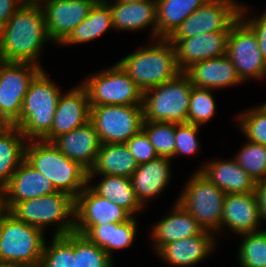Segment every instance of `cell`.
Instances as JSON below:
<instances>
[{"mask_svg": "<svg viewBox=\"0 0 266 267\" xmlns=\"http://www.w3.org/2000/svg\"><path fill=\"white\" fill-rule=\"evenodd\" d=\"M41 70L37 63L0 61V119L5 124L19 118L29 85Z\"/></svg>", "mask_w": 266, "mask_h": 267, "instance_id": "obj_12", "label": "cell"}, {"mask_svg": "<svg viewBox=\"0 0 266 267\" xmlns=\"http://www.w3.org/2000/svg\"><path fill=\"white\" fill-rule=\"evenodd\" d=\"M152 231V236L156 241L155 249L159 251L168 243L199 235L204 230L198 221L176 202L170 216L159 221Z\"/></svg>", "mask_w": 266, "mask_h": 267, "instance_id": "obj_26", "label": "cell"}, {"mask_svg": "<svg viewBox=\"0 0 266 267\" xmlns=\"http://www.w3.org/2000/svg\"><path fill=\"white\" fill-rule=\"evenodd\" d=\"M199 172L225 194L255 192L256 182L233 161H216L202 167Z\"/></svg>", "mask_w": 266, "mask_h": 267, "instance_id": "obj_23", "label": "cell"}, {"mask_svg": "<svg viewBox=\"0 0 266 267\" xmlns=\"http://www.w3.org/2000/svg\"><path fill=\"white\" fill-rule=\"evenodd\" d=\"M229 32H207L182 40H169L175 48L179 70L184 72L194 63L227 54Z\"/></svg>", "mask_w": 266, "mask_h": 267, "instance_id": "obj_15", "label": "cell"}, {"mask_svg": "<svg viewBox=\"0 0 266 267\" xmlns=\"http://www.w3.org/2000/svg\"><path fill=\"white\" fill-rule=\"evenodd\" d=\"M75 258L77 267H112V257L84 235L76 232Z\"/></svg>", "mask_w": 266, "mask_h": 267, "instance_id": "obj_37", "label": "cell"}, {"mask_svg": "<svg viewBox=\"0 0 266 267\" xmlns=\"http://www.w3.org/2000/svg\"><path fill=\"white\" fill-rule=\"evenodd\" d=\"M170 158L157 157L146 163L139 164L130 177L132 187L140 203L159 194L168 184L170 178Z\"/></svg>", "mask_w": 266, "mask_h": 267, "instance_id": "obj_27", "label": "cell"}, {"mask_svg": "<svg viewBox=\"0 0 266 267\" xmlns=\"http://www.w3.org/2000/svg\"><path fill=\"white\" fill-rule=\"evenodd\" d=\"M139 1H146V0H116V2H124V3H133Z\"/></svg>", "mask_w": 266, "mask_h": 267, "instance_id": "obj_47", "label": "cell"}, {"mask_svg": "<svg viewBox=\"0 0 266 267\" xmlns=\"http://www.w3.org/2000/svg\"><path fill=\"white\" fill-rule=\"evenodd\" d=\"M209 0H156L157 37L168 39L180 24Z\"/></svg>", "mask_w": 266, "mask_h": 267, "instance_id": "obj_30", "label": "cell"}, {"mask_svg": "<svg viewBox=\"0 0 266 267\" xmlns=\"http://www.w3.org/2000/svg\"><path fill=\"white\" fill-rule=\"evenodd\" d=\"M27 0H0V30Z\"/></svg>", "mask_w": 266, "mask_h": 267, "instance_id": "obj_43", "label": "cell"}, {"mask_svg": "<svg viewBox=\"0 0 266 267\" xmlns=\"http://www.w3.org/2000/svg\"><path fill=\"white\" fill-rule=\"evenodd\" d=\"M90 119V105L86 90L82 85L60 96L50 131L41 139L53 142L58 136L66 134L86 124Z\"/></svg>", "mask_w": 266, "mask_h": 267, "instance_id": "obj_16", "label": "cell"}, {"mask_svg": "<svg viewBox=\"0 0 266 267\" xmlns=\"http://www.w3.org/2000/svg\"><path fill=\"white\" fill-rule=\"evenodd\" d=\"M132 217L127 210L99 196L87 186L75 199V225L124 223Z\"/></svg>", "mask_w": 266, "mask_h": 267, "instance_id": "obj_18", "label": "cell"}, {"mask_svg": "<svg viewBox=\"0 0 266 267\" xmlns=\"http://www.w3.org/2000/svg\"><path fill=\"white\" fill-rule=\"evenodd\" d=\"M111 10L113 28L121 30H134L146 27L151 23L153 38L157 36V8L156 1L146 0L133 3L103 0Z\"/></svg>", "mask_w": 266, "mask_h": 267, "instance_id": "obj_25", "label": "cell"}, {"mask_svg": "<svg viewBox=\"0 0 266 267\" xmlns=\"http://www.w3.org/2000/svg\"><path fill=\"white\" fill-rule=\"evenodd\" d=\"M113 28L110 7L98 0L88 16L68 35L63 44L84 43L101 36L108 28Z\"/></svg>", "mask_w": 266, "mask_h": 267, "instance_id": "obj_32", "label": "cell"}, {"mask_svg": "<svg viewBox=\"0 0 266 267\" xmlns=\"http://www.w3.org/2000/svg\"><path fill=\"white\" fill-rule=\"evenodd\" d=\"M39 267H77L75 232L66 235H54L51 247L44 245Z\"/></svg>", "mask_w": 266, "mask_h": 267, "instance_id": "obj_33", "label": "cell"}, {"mask_svg": "<svg viewBox=\"0 0 266 267\" xmlns=\"http://www.w3.org/2000/svg\"><path fill=\"white\" fill-rule=\"evenodd\" d=\"M235 160L255 182L266 178V146L249 141Z\"/></svg>", "mask_w": 266, "mask_h": 267, "instance_id": "obj_36", "label": "cell"}, {"mask_svg": "<svg viewBox=\"0 0 266 267\" xmlns=\"http://www.w3.org/2000/svg\"><path fill=\"white\" fill-rule=\"evenodd\" d=\"M89 105H142L143 92L119 63L82 84Z\"/></svg>", "mask_w": 266, "mask_h": 267, "instance_id": "obj_8", "label": "cell"}, {"mask_svg": "<svg viewBox=\"0 0 266 267\" xmlns=\"http://www.w3.org/2000/svg\"><path fill=\"white\" fill-rule=\"evenodd\" d=\"M198 125L191 123H175V152L174 156L180 154H193L197 151L198 140L196 133Z\"/></svg>", "mask_w": 266, "mask_h": 267, "instance_id": "obj_40", "label": "cell"}, {"mask_svg": "<svg viewBox=\"0 0 266 267\" xmlns=\"http://www.w3.org/2000/svg\"><path fill=\"white\" fill-rule=\"evenodd\" d=\"M89 121L101 144L126 143L142 129V105L90 106Z\"/></svg>", "mask_w": 266, "mask_h": 267, "instance_id": "obj_10", "label": "cell"}, {"mask_svg": "<svg viewBox=\"0 0 266 267\" xmlns=\"http://www.w3.org/2000/svg\"><path fill=\"white\" fill-rule=\"evenodd\" d=\"M125 144L138 165L159 157L146 133L142 129L135 136H132Z\"/></svg>", "mask_w": 266, "mask_h": 267, "instance_id": "obj_41", "label": "cell"}, {"mask_svg": "<svg viewBox=\"0 0 266 267\" xmlns=\"http://www.w3.org/2000/svg\"><path fill=\"white\" fill-rule=\"evenodd\" d=\"M240 7L234 0H209L190 14L168 38L182 40L198 34L230 31L240 17Z\"/></svg>", "mask_w": 266, "mask_h": 267, "instance_id": "obj_13", "label": "cell"}, {"mask_svg": "<svg viewBox=\"0 0 266 267\" xmlns=\"http://www.w3.org/2000/svg\"><path fill=\"white\" fill-rule=\"evenodd\" d=\"M9 212L18 220L43 230L46 224L58 222L55 235H66L74 232L75 199L63 192L32 198L16 203ZM67 219V220H66Z\"/></svg>", "mask_w": 266, "mask_h": 267, "instance_id": "obj_7", "label": "cell"}, {"mask_svg": "<svg viewBox=\"0 0 266 267\" xmlns=\"http://www.w3.org/2000/svg\"><path fill=\"white\" fill-rule=\"evenodd\" d=\"M224 199L225 193L197 171L177 202L203 230L214 231L221 227Z\"/></svg>", "mask_w": 266, "mask_h": 267, "instance_id": "obj_9", "label": "cell"}, {"mask_svg": "<svg viewBox=\"0 0 266 267\" xmlns=\"http://www.w3.org/2000/svg\"><path fill=\"white\" fill-rule=\"evenodd\" d=\"M0 267H31V266L24 265V264L1 263L0 262Z\"/></svg>", "mask_w": 266, "mask_h": 267, "instance_id": "obj_45", "label": "cell"}, {"mask_svg": "<svg viewBox=\"0 0 266 267\" xmlns=\"http://www.w3.org/2000/svg\"><path fill=\"white\" fill-rule=\"evenodd\" d=\"M136 225L137 223L132 217L124 223L75 225L74 232L84 235L89 241L95 243L112 257V250L131 246L135 239Z\"/></svg>", "mask_w": 266, "mask_h": 267, "instance_id": "obj_22", "label": "cell"}, {"mask_svg": "<svg viewBox=\"0 0 266 267\" xmlns=\"http://www.w3.org/2000/svg\"><path fill=\"white\" fill-rule=\"evenodd\" d=\"M210 231H203L199 235L179 239L164 245L158 254L165 262L177 266H190L200 262L214 247Z\"/></svg>", "mask_w": 266, "mask_h": 267, "instance_id": "obj_24", "label": "cell"}, {"mask_svg": "<svg viewBox=\"0 0 266 267\" xmlns=\"http://www.w3.org/2000/svg\"><path fill=\"white\" fill-rule=\"evenodd\" d=\"M7 124H5L1 119H0V130L3 129Z\"/></svg>", "mask_w": 266, "mask_h": 267, "instance_id": "obj_48", "label": "cell"}, {"mask_svg": "<svg viewBox=\"0 0 266 267\" xmlns=\"http://www.w3.org/2000/svg\"><path fill=\"white\" fill-rule=\"evenodd\" d=\"M142 130L159 157H174L175 123L143 121Z\"/></svg>", "mask_w": 266, "mask_h": 267, "instance_id": "obj_34", "label": "cell"}, {"mask_svg": "<svg viewBox=\"0 0 266 267\" xmlns=\"http://www.w3.org/2000/svg\"><path fill=\"white\" fill-rule=\"evenodd\" d=\"M211 89L192 86L187 123L200 125L210 120L215 113V101L210 93Z\"/></svg>", "mask_w": 266, "mask_h": 267, "instance_id": "obj_38", "label": "cell"}, {"mask_svg": "<svg viewBox=\"0 0 266 267\" xmlns=\"http://www.w3.org/2000/svg\"><path fill=\"white\" fill-rule=\"evenodd\" d=\"M157 42L155 46L136 51L118 62L143 93L181 73L171 42L165 38H159Z\"/></svg>", "mask_w": 266, "mask_h": 267, "instance_id": "obj_4", "label": "cell"}, {"mask_svg": "<svg viewBox=\"0 0 266 267\" xmlns=\"http://www.w3.org/2000/svg\"><path fill=\"white\" fill-rule=\"evenodd\" d=\"M41 4L27 0L0 30V61L36 63L44 41L50 39Z\"/></svg>", "mask_w": 266, "mask_h": 267, "instance_id": "obj_1", "label": "cell"}, {"mask_svg": "<svg viewBox=\"0 0 266 267\" xmlns=\"http://www.w3.org/2000/svg\"><path fill=\"white\" fill-rule=\"evenodd\" d=\"M103 180L90 188L99 196L111 201L127 210L131 215L140 211L144 206L137 198L136 192L132 187L130 178L115 175H103Z\"/></svg>", "mask_w": 266, "mask_h": 267, "instance_id": "obj_31", "label": "cell"}, {"mask_svg": "<svg viewBox=\"0 0 266 267\" xmlns=\"http://www.w3.org/2000/svg\"><path fill=\"white\" fill-rule=\"evenodd\" d=\"M244 10V7H240V17L232 24L227 39V55L242 81L266 75V62L259 49L257 36L242 20Z\"/></svg>", "mask_w": 266, "mask_h": 267, "instance_id": "obj_11", "label": "cell"}, {"mask_svg": "<svg viewBox=\"0 0 266 267\" xmlns=\"http://www.w3.org/2000/svg\"><path fill=\"white\" fill-rule=\"evenodd\" d=\"M55 192L51 181L23 160L0 193V199L9 211L18 202Z\"/></svg>", "mask_w": 266, "mask_h": 267, "instance_id": "obj_17", "label": "cell"}, {"mask_svg": "<svg viewBox=\"0 0 266 267\" xmlns=\"http://www.w3.org/2000/svg\"><path fill=\"white\" fill-rule=\"evenodd\" d=\"M23 140L25 136L15 125H6L0 130V193L24 160Z\"/></svg>", "mask_w": 266, "mask_h": 267, "instance_id": "obj_29", "label": "cell"}, {"mask_svg": "<svg viewBox=\"0 0 266 267\" xmlns=\"http://www.w3.org/2000/svg\"><path fill=\"white\" fill-rule=\"evenodd\" d=\"M70 160L78 162L87 171L94 166L101 142L93 124L88 121L52 142Z\"/></svg>", "mask_w": 266, "mask_h": 267, "instance_id": "obj_19", "label": "cell"}, {"mask_svg": "<svg viewBox=\"0 0 266 267\" xmlns=\"http://www.w3.org/2000/svg\"><path fill=\"white\" fill-rule=\"evenodd\" d=\"M42 232L7 211L0 222V262L39 267L45 245Z\"/></svg>", "mask_w": 266, "mask_h": 267, "instance_id": "obj_6", "label": "cell"}, {"mask_svg": "<svg viewBox=\"0 0 266 267\" xmlns=\"http://www.w3.org/2000/svg\"><path fill=\"white\" fill-rule=\"evenodd\" d=\"M7 211L8 209L6 208V206L3 204V202L0 199V222Z\"/></svg>", "mask_w": 266, "mask_h": 267, "instance_id": "obj_46", "label": "cell"}, {"mask_svg": "<svg viewBox=\"0 0 266 267\" xmlns=\"http://www.w3.org/2000/svg\"><path fill=\"white\" fill-rule=\"evenodd\" d=\"M259 206L255 192L225 194L221 226L227 225L239 234L257 232Z\"/></svg>", "mask_w": 266, "mask_h": 267, "instance_id": "obj_21", "label": "cell"}, {"mask_svg": "<svg viewBox=\"0 0 266 267\" xmlns=\"http://www.w3.org/2000/svg\"><path fill=\"white\" fill-rule=\"evenodd\" d=\"M184 73L197 88H222L242 81L227 54L194 63Z\"/></svg>", "mask_w": 266, "mask_h": 267, "instance_id": "obj_20", "label": "cell"}, {"mask_svg": "<svg viewBox=\"0 0 266 267\" xmlns=\"http://www.w3.org/2000/svg\"><path fill=\"white\" fill-rule=\"evenodd\" d=\"M255 32L259 49L262 53L263 59L266 62V12L259 19H252L246 22Z\"/></svg>", "mask_w": 266, "mask_h": 267, "instance_id": "obj_42", "label": "cell"}, {"mask_svg": "<svg viewBox=\"0 0 266 267\" xmlns=\"http://www.w3.org/2000/svg\"><path fill=\"white\" fill-rule=\"evenodd\" d=\"M36 141L25 145L24 160L49 179L56 191L76 199L89 183L88 171L67 158L52 142Z\"/></svg>", "mask_w": 266, "mask_h": 267, "instance_id": "obj_2", "label": "cell"}, {"mask_svg": "<svg viewBox=\"0 0 266 267\" xmlns=\"http://www.w3.org/2000/svg\"><path fill=\"white\" fill-rule=\"evenodd\" d=\"M137 167L138 163L125 143L101 144L95 164L88 171V181L95 173L130 178Z\"/></svg>", "mask_w": 266, "mask_h": 267, "instance_id": "obj_28", "label": "cell"}, {"mask_svg": "<svg viewBox=\"0 0 266 267\" xmlns=\"http://www.w3.org/2000/svg\"><path fill=\"white\" fill-rule=\"evenodd\" d=\"M98 0H47L41 6L48 36L62 42L88 16Z\"/></svg>", "mask_w": 266, "mask_h": 267, "instance_id": "obj_14", "label": "cell"}, {"mask_svg": "<svg viewBox=\"0 0 266 267\" xmlns=\"http://www.w3.org/2000/svg\"><path fill=\"white\" fill-rule=\"evenodd\" d=\"M239 248V261L242 267H266V231L243 234Z\"/></svg>", "mask_w": 266, "mask_h": 267, "instance_id": "obj_35", "label": "cell"}, {"mask_svg": "<svg viewBox=\"0 0 266 267\" xmlns=\"http://www.w3.org/2000/svg\"><path fill=\"white\" fill-rule=\"evenodd\" d=\"M255 195L259 206L260 219H266V178L256 182Z\"/></svg>", "mask_w": 266, "mask_h": 267, "instance_id": "obj_44", "label": "cell"}, {"mask_svg": "<svg viewBox=\"0 0 266 267\" xmlns=\"http://www.w3.org/2000/svg\"><path fill=\"white\" fill-rule=\"evenodd\" d=\"M241 117V118H240ZM241 129L250 142L266 146V103L239 116Z\"/></svg>", "mask_w": 266, "mask_h": 267, "instance_id": "obj_39", "label": "cell"}, {"mask_svg": "<svg viewBox=\"0 0 266 267\" xmlns=\"http://www.w3.org/2000/svg\"><path fill=\"white\" fill-rule=\"evenodd\" d=\"M192 86L188 76L181 72L175 78L145 91L143 121L187 123Z\"/></svg>", "mask_w": 266, "mask_h": 267, "instance_id": "obj_5", "label": "cell"}, {"mask_svg": "<svg viewBox=\"0 0 266 267\" xmlns=\"http://www.w3.org/2000/svg\"><path fill=\"white\" fill-rule=\"evenodd\" d=\"M60 93L43 69L34 77L23 99L20 116L12 124L25 139L41 140L50 131Z\"/></svg>", "mask_w": 266, "mask_h": 267, "instance_id": "obj_3", "label": "cell"}]
</instances>
